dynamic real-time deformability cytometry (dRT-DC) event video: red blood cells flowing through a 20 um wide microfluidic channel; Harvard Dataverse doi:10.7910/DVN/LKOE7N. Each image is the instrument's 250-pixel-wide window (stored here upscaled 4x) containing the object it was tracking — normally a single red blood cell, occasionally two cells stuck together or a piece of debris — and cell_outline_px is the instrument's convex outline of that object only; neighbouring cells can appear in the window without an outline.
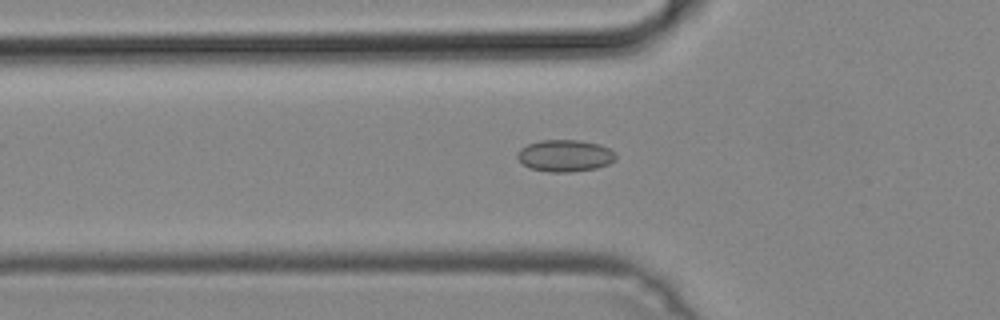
{"species": "common noctule bat (a hibernating species)", "species_latin": "Nyctalus noctula", "temperature_condition": "cold", "stored_images_in_passage": 29, "camera_frame_rate_fps": 3000, "um_per_image_px": 0.085, "animal": {"sex": "male", "body_mass_g": 19.2, "forearm_length_mm": 51.8}, "frame": {"image": 1, "passage_image": 11, "time_ms": 3.333, "image_size_px": [1000, 320], "cell_outline_px": [[616, 160], [608, 164], [596, 168], [568, 172], [548, 172], [528, 168], [516, 156], [516, 152], [520, 148], [528, 144], [540, 140], [580, 140], [600, 144], [616, 152]], "centroid_in_image_um": [48.02, 13.23], "position_along_channel_um": 77.8, "area_um2": 18.44}}
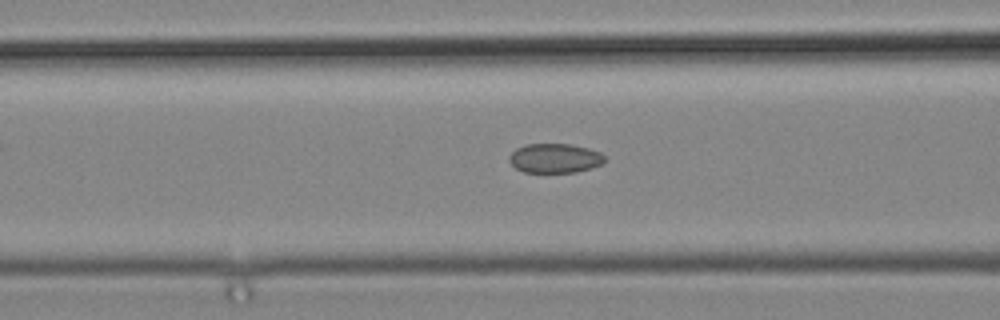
{"frame": {"image": 2, "passage_image": 14, "time_ms": 4.333, "image_size_px": [1000, 320], "cell_outline_px": [[604, 164], [592, 168], [576, 172], [524, 172], [516, 168], [508, 160], [508, 156], [516, 148], [524, 144], [572, 144], [588, 148], [600, 152], [604, 156]], "centroid_in_image_um": [47.16, 13.44], "position_along_channel_um": 119.4, "area_um2": 16.47}}
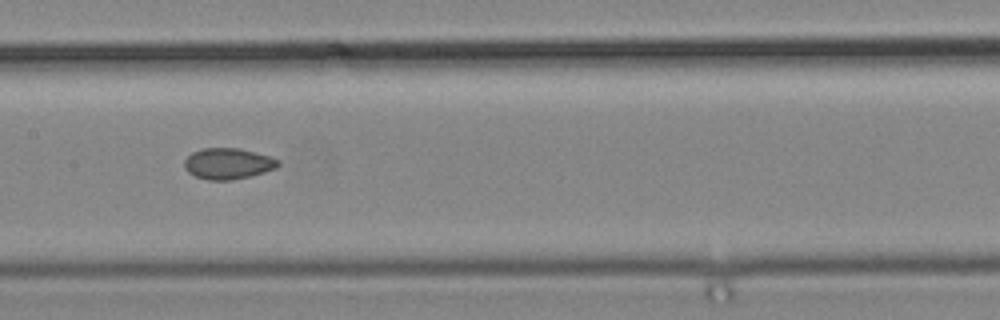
{"frame": {"image": 3, "passage_image": 19, "time_ms": 6.0, "image_size_px": [1000, 320], "cell_outline_px": [[280, 164], [276, 168], [264, 172], [232, 180], [208, 180], [196, 176], [188, 172], [184, 168], [184, 160], [192, 152], [204, 148], [240, 148], [268, 156], [280, 160]], "centroid_in_image_um": [19.37, 13.9], "position_along_channel_um": 188.0, "area_um2": 16.88}}